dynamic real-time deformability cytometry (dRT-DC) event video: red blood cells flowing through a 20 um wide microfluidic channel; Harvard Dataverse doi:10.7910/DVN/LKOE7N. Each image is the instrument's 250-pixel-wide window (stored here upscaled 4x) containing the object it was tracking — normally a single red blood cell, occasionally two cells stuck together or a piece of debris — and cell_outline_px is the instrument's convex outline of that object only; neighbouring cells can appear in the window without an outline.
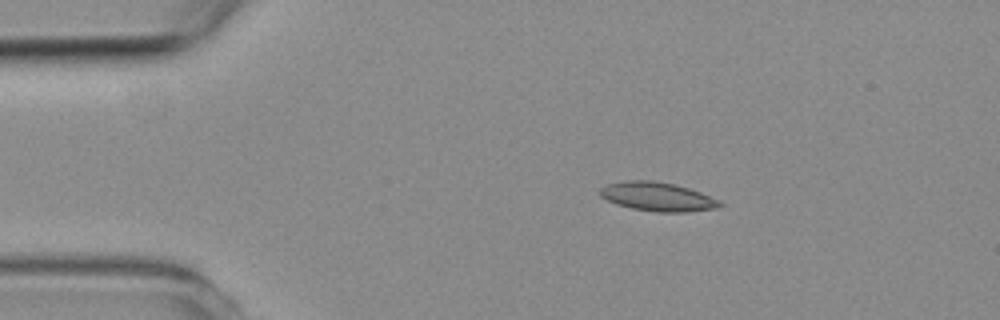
{"species": "common noctule bat (a hibernating species)", "species_latin": "Nyctalus noctula", "temperature_condition": "room temperature", "stored_images_in_passage": 6, "camera_frame_rate_fps": 3000, "um_per_image_px": 0.085, "animal": {"sex": "female", "body_mass_g": 19.3, "forearm_length_mm": 54.1}, "frame": {"image": 1, "passage_image": 2, "time_ms": 1.0, "image_size_px": [1000, 320], "cell_outline_px": [[724, 204], [716, 208], [684, 212], [656, 212], [632, 208], [616, 204], [600, 196], [600, 188], [608, 184], [624, 180], [652, 180], [672, 184], [688, 188], [700, 192], [720, 200]], "centroid_in_image_um": [55.88, 16.71], "position_along_channel_um": 29.1, "area_um2": 20.06}}
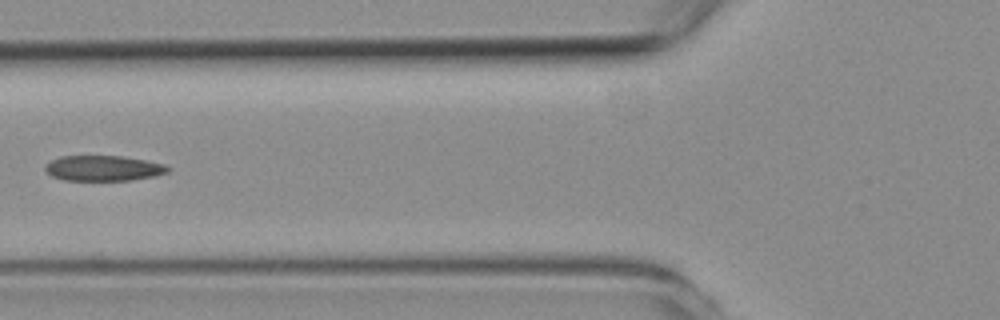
{"frame": {"image": 2, "passage_image": 5, "time_ms": 4.667, "image_size_px": [1000, 320], "cell_outline_px": [[172, 168], [168, 172], [156, 176], [132, 180], [64, 180], [52, 176], [44, 168], [52, 160], [60, 156], [120, 156], [144, 160], [164, 164]], "centroid_in_image_um": [8.83, 14.3], "position_along_channel_um": 117.0, "area_um2": 18.03}}
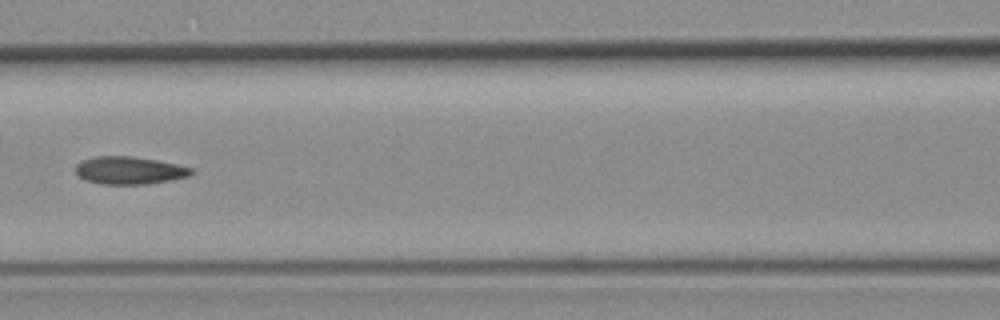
{"frame": {"image": 3, "passage_image": 6, "time_ms": 5.667, "image_size_px": [1000, 320], "cell_outline_px": [[196, 172], [188, 176], [148, 184], [100, 184], [84, 180], [76, 172], [76, 164], [80, 160], [96, 156], [132, 156], [156, 160], [176, 164], [192, 168]], "centroid_in_image_um": [10.97, 14.48], "position_along_channel_um": 155.6, "area_um2": 18.67}}